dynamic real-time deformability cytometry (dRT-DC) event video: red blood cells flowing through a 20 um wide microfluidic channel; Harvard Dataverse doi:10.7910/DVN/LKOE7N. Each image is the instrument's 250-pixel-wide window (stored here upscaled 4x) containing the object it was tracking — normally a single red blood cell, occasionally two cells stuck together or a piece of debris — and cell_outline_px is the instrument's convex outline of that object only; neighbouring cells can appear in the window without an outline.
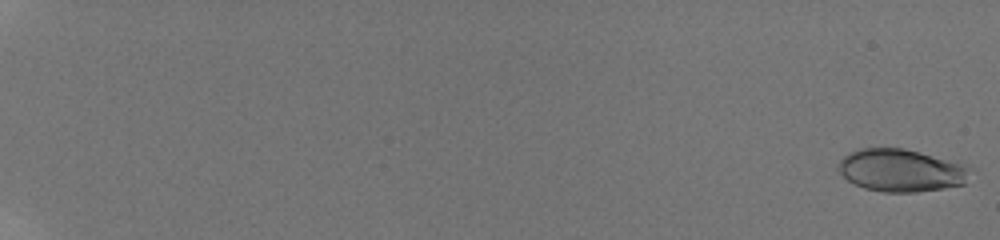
{"species": "human", "species_latin": "Homo sapiens", "temperature_condition": "room temperature", "stored_images_in_passage": 58, "camera_frame_rate_fps": 3000, "um_per_image_px": 0.085, "donor": {"sex": "male"}, "frame": {"image": 1, "passage_image": 2, "time_ms": 0.333, "image_size_px": [1000, 240], "cell_outline_px": [[968, 168], [964, 184], [916, 192], [884, 192], [864, 188], [848, 180], [836, 168], [840, 160], [844, 156], [852, 152], [864, 148], [904, 148], [968, 164]], "centroid_in_image_um": [76.57, 14.47], "position_along_channel_um": 8.4, "area_um2": 32.37}}
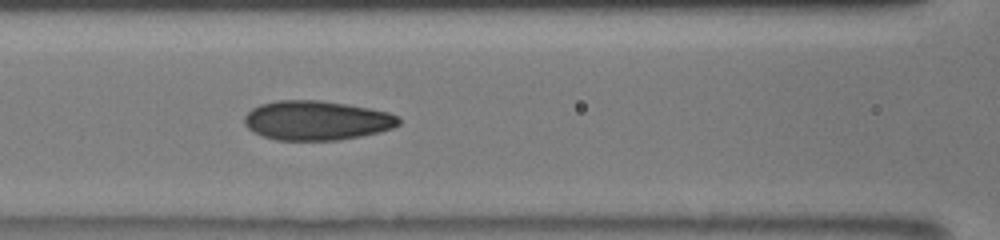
{"frame": {"image": 2, "passage_image": 31, "time_ms": 10.0, "image_size_px": [1000, 240], "cell_outline_px": [[400, 124], [392, 128], [360, 136], [340, 140], [276, 140], [252, 132], [244, 124], [244, 116], [252, 108], [260, 104], [276, 100], [320, 100], [368, 108], [388, 112], [400, 116]], "centroid_in_image_um": [26.88, 10.24], "position_along_channel_um": 139.7, "area_um2": 35.43}}
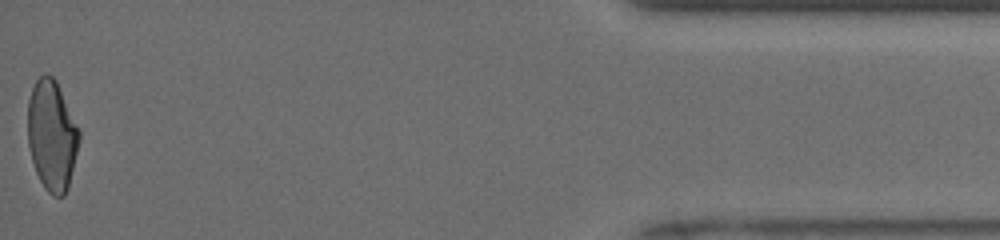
{"frame": {"image": 3, "passage_image": 58, "time_ms": 19.0, "image_size_px": [1000, 240], "cell_outline_px": [[80, 140], [68, 188], [64, 196], [52, 196], [44, 188], [36, 172], [32, 160], [28, 144], [28, 100], [32, 88], [36, 80], [44, 72], [52, 76], [56, 80], [80, 132]], "centroid_in_image_um": [4.4, 11.51], "position_along_channel_um": 430.8, "area_um2": 33.0}, "authors_computed_cell_mechanics": {"area_um2": 33.4373, "velocity_mm_per_s": 3.9659, "shape_relaxation_time_tau1_ms": 6.8716, "shape_relaxation_time_tau2_ms": 0.908, "deformation_change_tau1": 0.1934, "deformation_change_tau2": 0.0603}}